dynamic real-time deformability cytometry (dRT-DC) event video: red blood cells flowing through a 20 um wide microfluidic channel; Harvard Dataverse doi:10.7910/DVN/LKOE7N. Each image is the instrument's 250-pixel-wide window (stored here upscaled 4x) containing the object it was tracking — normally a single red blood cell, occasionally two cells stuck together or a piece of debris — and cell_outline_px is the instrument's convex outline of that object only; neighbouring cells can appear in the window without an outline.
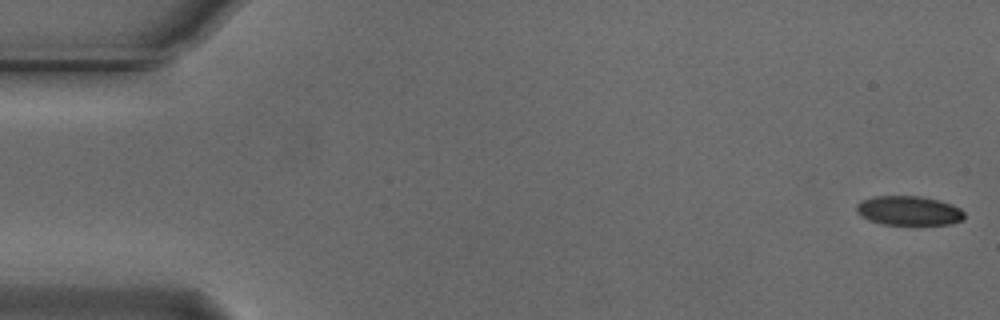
{"species": "Egyptian fruit bat (a non-hibernating species)", "species_latin": "Rousettus aegyptiacus", "temperature_condition": "cold", "stored_images_in_passage": 52, "camera_frame_rate_fps": 3000, "um_per_image_px": 0.085, "animal": {"sex": "male"}, "frame": {"image": 1, "passage_image": 1, "time_ms": 0.0, "image_size_px": [1000, 320], "cell_outline_px": [[964, 220], [952, 224], [884, 224], [868, 220], [856, 212], [856, 204], [860, 200], [872, 196], [920, 196], [940, 200], [952, 204], [960, 208], [964, 212]], "centroid_in_image_um": [77.25, 17.89], "position_along_channel_um": 7.8, "area_um2": 18.61}}
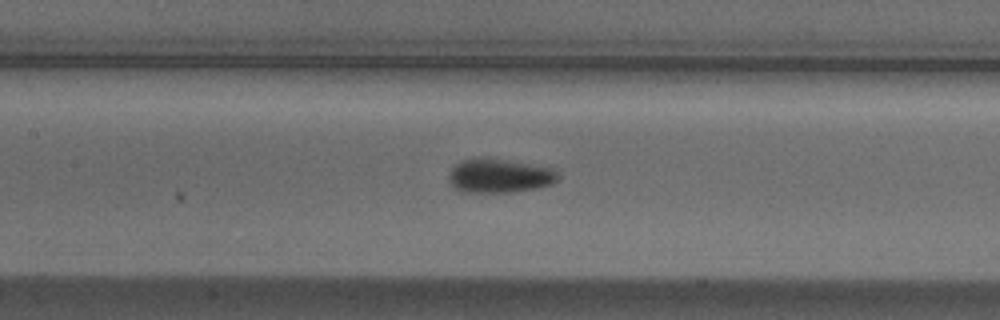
{"frame": {"image": 2, "passage_image": 25, "time_ms": 8.0, "image_size_px": [1000, 320], "cell_outline_px": [[560, 176], [552, 184], [536, 188], [512, 192], [460, 192], [452, 188], [448, 184], [448, 172], [460, 160], [480, 156], [552, 168]], "centroid_in_image_um": [42.35, 14.94], "position_along_channel_um": 165.0, "area_um2": 21.91}}
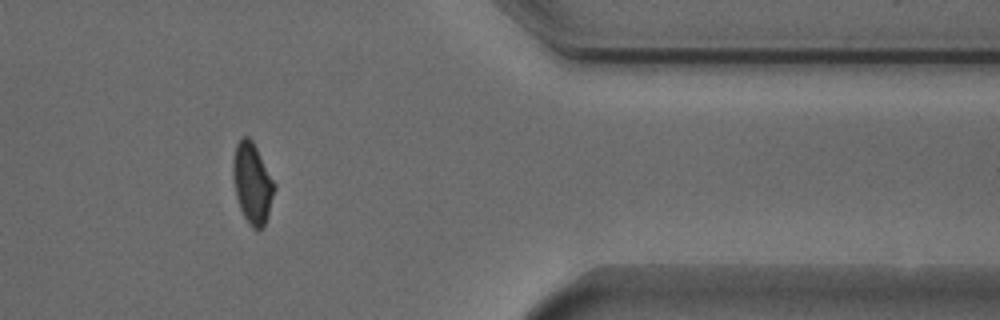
{"frame": {"image": 3, "passage_image": 45, "time_ms": 14.667, "image_size_px": [1000, 320], "cell_outline_px": [[276, 188], [268, 216], [264, 224], [260, 228], [252, 228], [244, 216], [240, 208], [236, 196], [232, 176], [232, 160], [236, 144], [244, 136], [248, 136], [252, 140], [276, 184]], "centroid_in_image_um": [21.44, 15.55], "position_along_channel_um": 390.0, "area_um2": 19.42}, "authors_computed_cell_mechanics": {"area_um2": 20.2878, "velocity_mm_per_s": 3.7251, "shape_relaxation_time_tau1_ms": 3.2274, "shape_relaxation_time_tau2_ms": 2.1948, "deformation_change_tau1": 0.1096, "deformation_change_tau2": 0.0604}}